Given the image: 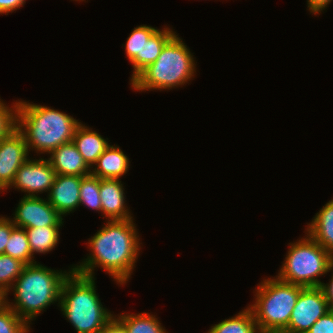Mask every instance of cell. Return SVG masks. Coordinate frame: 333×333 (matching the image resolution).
Instances as JSON below:
<instances>
[{"instance_id": "cell-1", "label": "cell", "mask_w": 333, "mask_h": 333, "mask_svg": "<svg viewBox=\"0 0 333 333\" xmlns=\"http://www.w3.org/2000/svg\"><path fill=\"white\" fill-rule=\"evenodd\" d=\"M133 220H107L87 242L91 253L80 264L73 265L72 270L95 278L94 268L100 267L118 285H125L131 278L142 244Z\"/></svg>"}, {"instance_id": "cell-2", "label": "cell", "mask_w": 333, "mask_h": 333, "mask_svg": "<svg viewBox=\"0 0 333 333\" xmlns=\"http://www.w3.org/2000/svg\"><path fill=\"white\" fill-rule=\"evenodd\" d=\"M72 271L55 270L40 263L25 265L21 274L15 280L9 291L3 296V302L12 308L29 326L37 315L51 304L58 302L64 279ZM13 291L14 302L8 299V293Z\"/></svg>"}, {"instance_id": "cell-3", "label": "cell", "mask_w": 333, "mask_h": 333, "mask_svg": "<svg viewBox=\"0 0 333 333\" xmlns=\"http://www.w3.org/2000/svg\"><path fill=\"white\" fill-rule=\"evenodd\" d=\"M80 123L63 111L18 100L16 128L23 134L29 152L49 154L60 145L71 142Z\"/></svg>"}, {"instance_id": "cell-4", "label": "cell", "mask_w": 333, "mask_h": 333, "mask_svg": "<svg viewBox=\"0 0 333 333\" xmlns=\"http://www.w3.org/2000/svg\"><path fill=\"white\" fill-rule=\"evenodd\" d=\"M95 279L72 270L62 283L59 308L77 333H99L114 317L103 307Z\"/></svg>"}, {"instance_id": "cell-5", "label": "cell", "mask_w": 333, "mask_h": 333, "mask_svg": "<svg viewBox=\"0 0 333 333\" xmlns=\"http://www.w3.org/2000/svg\"><path fill=\"white\" fill-rule=\"evenodd\" d=\"M194 59L190 49L176 33L164 45L157 60L130 81L131 88L142 92L182 87L196 76L197 62Z\"/></svg>"}, {"instance_id": "cell-6", "label": "cell", "mask_w": 333, "mask_h": 333, "mask_svg": "<svg viewBox=\"0 0 333 333\" xmlns=\"http://www.w3.org/2000/svg\"><path fill=\"white\" fill-rule=\"evenodd\" d=\"M304 287L284 282L276 276L263 279L257 287L251 309L260 333H282Z\"/></svg>"}, {"instance_id": "cell-7", "label": "cell", "mask_w": 333, "mask_h": 333, "mask_svg": "<svg viewBox=\"0 0 333 333\" xmlns=\"http://www.w3.org/2000/svg\"><path fill=\"white\" fill-rule=\"evenodd\" d=\"M306 237L289 243L288 252L276 277L302 287H321L318 278L333 267V255L307 232Z\"/></svg>"}, {"instance_id": "cell-8", "label": "cell", "mask_w": 333, "mask_h": 333, "mask_svg": "<svg viewBox=\"0 0 333 333\" xmlns=\"http://www.w3.org/2000/svg\"><path fill=\"white\" fill-rule=\"evenodd\" d=\"M329 310L321 287H305L300 291L288 327L282 333H306Z\"/></svg>"}, {"instance_id": "cell-9", "label": "cell", "mask_w": 333, "mask_h": 333, "mask_svg": "<svg viewBox=\"0 0 333 333\" xmlns=\"http://www.w3.org/2000/svg\"><path fill=\"white\" fill-rule=\"evenodd\" d=\"M43 158H30L22 164L6 191L14 187L24 192V196L38 197L44 192L48 195L57 174L49 161Z\"/></svg>"}, {"instance_id": "cell-10", "label": "cell", "mask_w": 333, "mask_h": 333, "mask_svg": "<svg viewBox=\"0 0 333 333\" xmlns=\"http://www.w3.org/2000/svg\"><path fill=\"white\" fill-rule=\"evenodd\" d=\"M15 208L12 222L21 228H39L46 226H62L63 217L49 203L48 199L40 196H23ZM14 219V220H13Z\"/></svg>"}, {"instance_id": "cell-11", "label": "cell", "mask_w": 333, "mask_h": 333, "mask_svg": "<svg viewBox=\"0 0 333 333\" xmlns=\"http://www.w3.org/2000/svg\"><path fill=\"white\" fill-rule=\"evenodd\" d=\"M28 156L25 138L17 128L0 140V192L10 186L18 169L29 159Z\"/></svg>"}, {"instance_id": "cell-12", "label": "cell", "mask_w": 333, "mask_h": 333, "mask_svg": "<svg viewBox=\"0 0 333 333\" xmlns=\"http://www.w3.org/2000/svg\"><path fill=\"white\" fill-rule=\"evenodd\" d=\"M82 177L56 175L47 199L62 217L74 212L79 207Z\"/></svg>"}, {"instance_id": "cell-13", "label": "cell", "mask_w": 333, "mask_h": 333, "mask_svg": "<svg viewBox=\"0 0 333 333\" xmlns=\"http://www.w3.org/2000/svg\"><path fill=\"white\" fill-rule=\"evenodd\" d=\"M119 179H100L102 218L106 220H128L133 218L126 206L123 183Z\"/></svg>"}, {"instance_id": "cell-14", "label": "cell", "mask_w": 333, "mask_h": 333, "mask_svg": "<svg viewBox=\"0 0 333 333\" xmlns=\"http://www.w3.org/2000/svg\"><path fill=\"white\" fill-rule=\"evenodd\" d=\"M48 161L56 174L87 176L91 174V168L83 160L74 143L68 142L60 145L49 153Z\"/></svg>"}, {"instance_id": "cell-15", "label": "cell", "mask_w": 333, "mask_h": 333, "mask_svg": "<svg viewBox=\"0 0 333 333\" xmlns=\"http://www.w3.org/2000/svg\"><path fill=\"white\" fill-rule=\"evenodd\" d=\"M130 166L128 156L118 145H109L91 168V174L100 179H120Z\"/></svg>"}, {"instance_id": "cell-16", "label": "cell", "mask_w": 333, "mask_h": 333, "mask_svg": "<svg viewBox=\"0 0 333 333\" xmlns=\"http://www.w3.org/2000/svg\"><path fill=\"white\" fill-rule=\"evenodd\" d=\"M107 139L85 124L80 123L75 129L72 142L82 155L83 160L92 168L97 162L98 157L110 145Z\"/></svg>"}, {"instance_id": "cell-17", "label": "cell", "mask_w": 333, "mask_h": 333, "mask_svg": "<svg viewBox=\"0 0 333 333\" xmlns=\"http://www.w3.org/2000/svg\"><path fill=\"white\" fill-rule=\"evenodd\" d=\"M307 225L305 231L333 255V199L329 200Z\"/></svg>"}, {"instance_id": "cell-18", "label": "cell", "mask_w": 333, "mask_h": 333, "mask_svg": "<svg viewBox=\"0 0 333 333\" xmlns=\"http://www.w3.org/2000/svg\"><path fill=\"white\" fill-rule=\"evenodd\" d=\"M157 29L158 28L148 25H140L134 27L127 38L124 47L127 58L133 67L132 77L130 78L131 81L143 70L144 42L147 41Z\"/></svg>"}, {"instance_id": "cell-19", "label": "cell", "mask_w": 333, "mask_h": 333, "mask_svg": "<svg viewBox=\"0 0 333 333\" xmlns=\"http://www.w3.org/2000/svg\"><path fill=\"white\" fill-rule=\"evenodd\" d=\"M207 333H260V331L251 309L247 306L234 317L212 325Z\"/></svg>"}, {"instance_id": "cell-20", "label": "cell", "mask_w": 333, "mask_h": 333, "mask_svg": "<svg viewBox=\"0 0 333 333\" xmlns=\"http://www.w3.org/2000/svg\"><path fill=\"white\" fill-rule=\"evenodd\" d=\"M62 226H46L25 229L32 256L35 253L46 254L56 248L59 243L60 228Z\"/></svg>"}, {"instance_id": "cell-21", "label": "cell", "mask_w": 333, "mask_h": 333, "mask_svg": "<svg viewBox=\"0 0 333 333\" xmlns=\"http://www.w3.org/2000/svg\"><path fill=\"white\" fill-rule=\"evenodd\" d=\"M114 316L124 325L127 333H168L156 315L151 313H121Z\"/></svg>"}, {"instance_id": "cell-22", "label": "cell", "mask_w": 333, "mask_h": 333, "mask_svg": "<svg viewBox=\"0 0 333 333\" xmlns=\"http://www.w3.org/2000/svg\"><path fill=\"white\" fill-rule=\"evenodd\" d=\"M5 254L20 260L25 265L36 263L32 256L25 228L15 226L5 246Z\"/></svg>"}, {"instance_id": "cell-23", "label": "cell", "mask_w": 333, "mask_h": 333, "mask_svg": "<svg viewBox=\"0 0 333 333\" xmlns=\"http://www.w3.org/2000/svg\"><path fill=\"white\" fill-rule=\"evenodd\" d=\"M176 34L171 28L157 29L150 38L144 42L143 70L154 63L161 53L164 45Z\"/></svg>"}, {"instance_id": "cell-24", "label": "cell", "mask_w": 333, "mask_h": 333, "mask_svg": "<svg viewBox=\"0 0 333 333\" xmlns=\"http://www.w3.org/2000/svg\"><path fill=\"white\" fill-rule=\"evenodd\" d=\"M25 264L7 254H0V295L3 297L21 274Z\"/></svg>"}, {"instance_id": "cell-25", "label": "cell", "mask_w": 333, "mask_h": 333, "mask_svg": "<svg viewBox=\"0 0 333 333\" xmlns=\"http://www.w3.org/2000/svg\"><path fill=\"white\" fill-rule=\"evenodd\" d=\"M87 206L92 210L101 212L102 205L100 199V178L89 174L82 177L80 183V204L79 206Z\"/></svg>"}, {"instance_id": "cell-26", "label": "cell", "mask_w": 333, "mask_h": 333, "mask_svg": "<svg viewBox=\"0 0 333 333\" xmlns=\"http://www.w3.org/2000/svg\"><path fill=\"white\" fill-rule=\"evenodd\" d=\"M30 326L3 301L0 303V333H29Z\"/></svg>"}, {"instance_id": "cell-27", "label": "cell", "mask_w": 333, "mask_h": 333, "mask_svg": "<svg viewBox=\"0 0 333 333\" xmlns=\"http://www.w3.org/2000/svg\"><path fill=\"white\" fill-rule=\"evenodd\" d=\"M18 100L9 107L0 99V140L16 128V112Z\"/></svg>"}, {"instance_id": "cell-28", "label": "cell", "mask_w": 333, "mask_h": 333, "mask_svg": "<svg viewBox=\"0 0 333 333\" xmlns=\"http://www.w3.org/2000/svg\"><path fill=\"white\" fill-rule=\"evenodd\" d=\"M306 333H333V310L320 317Z\"/></svg>"}, {"instance_id": "cell-29", "label": "cell", "mask_w": 333, "mask_h": 333, "mask_svg": "<svg viewBox=\"0 0 333 333\" xmlns=\"http://www.w3.org/2000/svg\"><path fill=\"white\" fill-rule=\"evenodd\" d=\"M14 227L15 225L11 218L2 215L0 216V254H5V246Z\"/></svg>"}, {"instance_id": "cell-30", "label": "cell", "mask_w": 333, "mask_h": 333, "mask_svg": "<svg viewBox=\"0 0 333 333\" xmlns=\"http://www.w3.org/2000/svg\"><path fill=\"white\" fill-rule=\"evenodd\" d=\"M26 3V0H0V14L13 13Z\"/></svg>"}, {"instance_id": "cell-31", "label": "cell", "mask_w": 333, "mask_h": 333, "mask_svg": "<svg viewBox=\"0 0 333 333\" xmlns=\"http://www.w3.org/2000/svg\"><path fill=\"white\" fill-rule=\"evenodd\" d=\"M332 0H307V7L308 10L310 11V14L316 15L320 14L327 9L328 5L331 3Z\"/></svg>"}, {"instance_id": "cell-32", "label": "cell", "mask_w": 333, "mask_h": 333, "mask_svg": "<svg viewBox=\"0 0 333 333\" xmlns=\"http://www.w3.org/2000/svg\"><path fill=\"white\" fill-rule=\"evenodd\" d=\"M99 333H127L124 325L114 316Z\"/></svg>"}, {"instance_id": "cell-33", "label": "cell", "mask_w": 333, "mask_h": 333, "mask_svg": "<svg viewBox=\"0 0 333 333\" xmlns=\"http://www.w3.org/2000/svg\"><path fill=\"white\" fill-rule=\"evenodd\" d=\"M333 272V267L331 268ZM331 279H329V283H322L321 288L324 291L328 306L330 310H333V273H331Z\"/></svg>"}]
</instances>
